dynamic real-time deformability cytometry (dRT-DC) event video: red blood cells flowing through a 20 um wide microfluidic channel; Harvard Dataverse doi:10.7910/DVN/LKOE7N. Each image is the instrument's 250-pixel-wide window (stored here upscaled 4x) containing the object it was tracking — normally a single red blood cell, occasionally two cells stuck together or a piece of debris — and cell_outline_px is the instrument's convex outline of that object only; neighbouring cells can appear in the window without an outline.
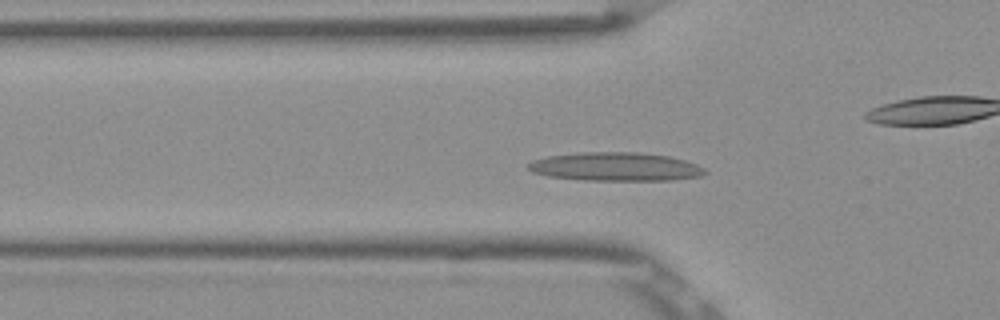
{"species": "Egyptian fruit bat (a non-hibernating species)", "species_latin": "Rousettus aegyptiacus", "temperature_condition": "room temperature", "stored_images_in_passage": 50, "camera_frame_rate_fps": 3000, "um_per_image_px": 0.085, "frame": {"image": 1, "passage_image": 14, "time_ms": 4.333, "image_size_px": [1000, 320], "cell_outline_px": [[708, 172], [700, 176], [672, 180], [584, 180], [548, 176], [532, 172], [528, 168], [528, 164], [532, 160], [548, 156], [580, 152], [636, 152], [668, 156], [684, 160], [696, 164], [704, 168]], "centroid_in_image_um": [52.31, 14.17], "position_along_channel_um": 73.5, "area_um2": 29.36}}
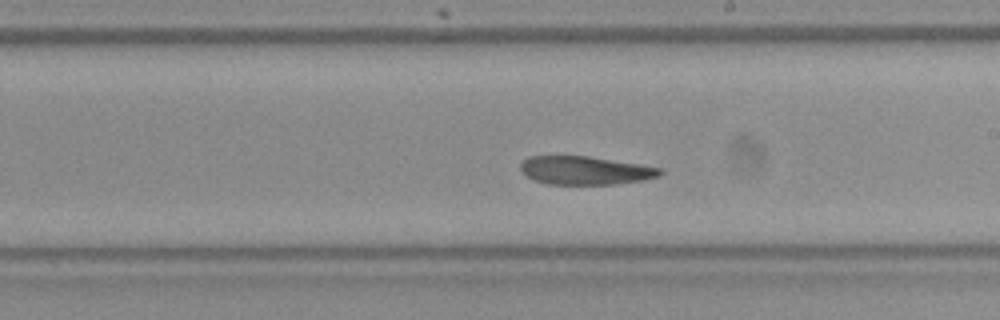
{"frame": {"image": 2, "passage_image": 27, "time_ms": 8.667, "image_size_px": [1000, 320], "cell_outline_px": [[664, 172], [660, 176], [644, 180], [616, 184], [548, 184], [536, 180], [528, 176], [520, 168], [520, 164], [528, 156], [588, 156], [640, 164], [660, 168]], "centroid_in_image_um": [49.78, 14.48], "position_along_channel_um": 239.2, "area_um2": 22.95}}
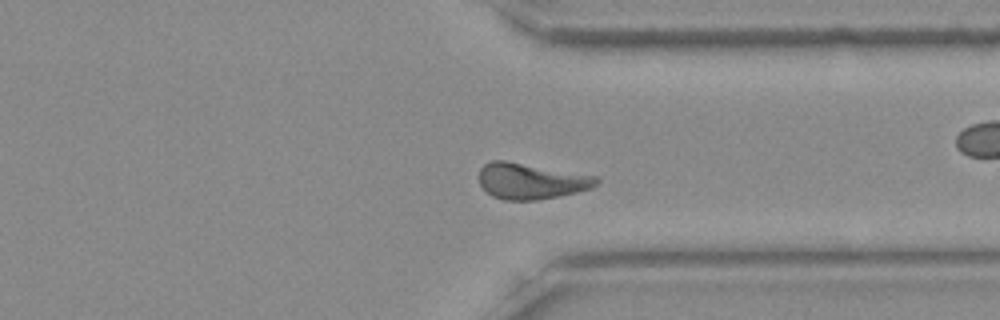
{"frame": {"image": 3, "passage_image": 37, "time_ms": 12.0, "image_size_px": [1000, 320], "cell_outline_px": [[600, 180], [592, 188], [560, 196], [536, 200], [504, 200], [492, 196], [480, 184], [480, 168], [484, 164], [492, 160], [504, 160], [600, 176]], "centroid_in_image_um": [45.17, 15.38], "position_along_channel_um": 366.2, "area_um2": 24.68}, "authors_computed_cell_mechanics": {"area_um2": 24.6517, "velocity_mm_per_s": 3.8146, "shape_relaxation_time_tau1_ms": null, "shape_relaxation_time_tau2_ms": 5.4059, "deformation_change_tau1": null, "deformation_change_tau2": 0.1121}}